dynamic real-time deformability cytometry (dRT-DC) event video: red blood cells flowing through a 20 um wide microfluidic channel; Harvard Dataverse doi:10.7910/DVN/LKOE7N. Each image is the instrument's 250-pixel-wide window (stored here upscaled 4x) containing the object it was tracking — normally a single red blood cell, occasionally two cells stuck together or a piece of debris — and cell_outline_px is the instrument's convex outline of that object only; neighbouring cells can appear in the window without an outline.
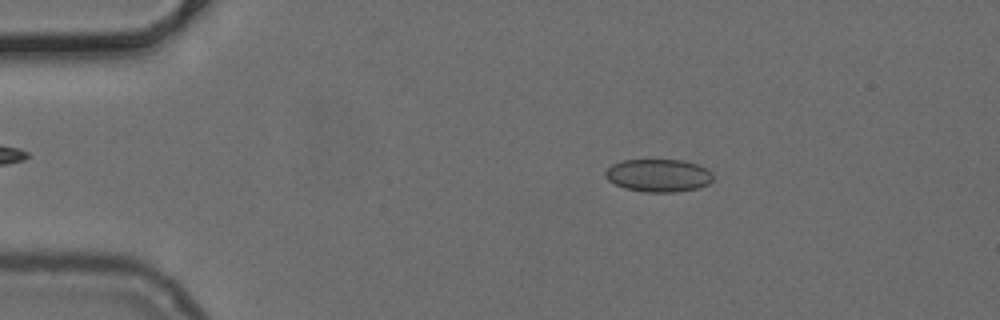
{"species": "common noctule bat (a hibernating species)", "species_latin": "Nyctalus noctula", "temperature_condition": "cold", "stored_images_in_passage": 51, "camera_frame_rate_fps": 3000, "um_per_image_px": 0.085, "animal": {"sex": "female", "body_mass_g": 24.6, "forearm_length_mm": 56.2}, "frame": {"image": 1, "passage_image": 9, "time_ms": 2.667, "image_size_px": [1000, 320], "cell_outline_px": [[712, 180], [708, 184], [700, 188], [676, 192], [644, 192], [624, 188], [608, 180], [604, 176], [604, 172], [612, 164], [624, 160], [684, 160], [708, 168], [712, 172]], "centroid_in_image_um": [55.98, 14.91], "position_along_channel_um": 29.0, "area_um2": 20.75}}
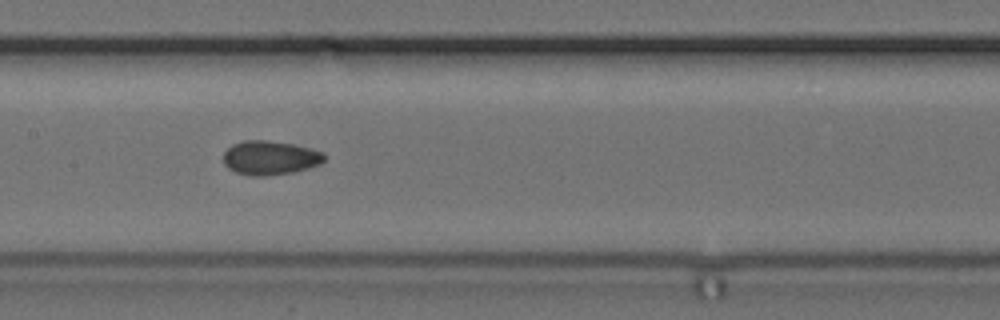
{"frame": {"image": 2, "passage_image": 25, "time_ms": 8.0, "image_size_px": [1000, 320], "cell_outline_px": [[324, 160], [308, 168], [292, 172], [268, 176], [252, 176], [236, 172], [228, 168], [224, 164], [224, 152], [232, 144], [244, 140], [268, 140], [292, 144], [324, 152]], "centroid_in_image_um": [22.91, 13.41], "position_along_channel_um": 184.5, "area_um2": 19.88}}
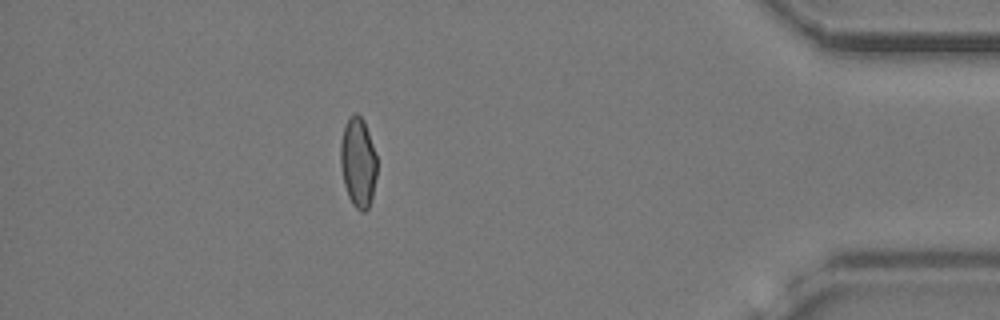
{"frame": {"image": 3, "passage_image": 45, "time_ms": 14.667, "image_size_px": [1000, 320], "cell_outline_px": [[376, 176], [372, 200], [368, 208], [364, 212], [360, 212], [352, 204], [348, 196], [344, 184], [340, 164], [340, 144], [344, 124], [356, 112], [364, 120], [376, 156]], "centroid_in_image_um": [30.43, 13.83], "position_along_channel_um": 404.8, "area_um2": 19.07}}